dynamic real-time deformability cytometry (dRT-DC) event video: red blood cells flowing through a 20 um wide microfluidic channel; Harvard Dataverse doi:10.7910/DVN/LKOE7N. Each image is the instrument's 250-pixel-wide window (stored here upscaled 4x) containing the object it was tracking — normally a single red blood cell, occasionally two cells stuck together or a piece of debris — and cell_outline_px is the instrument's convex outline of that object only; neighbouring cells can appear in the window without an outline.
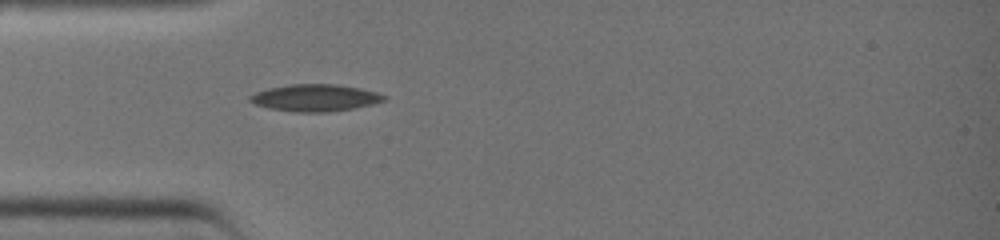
{"species": "common noctule bat (a hibernating species)", "species_latin": "Nyctalus noctula", "temperature_condition": "warm", "stored_images_in_passage": 28, "camera_frame_rate_fps": 3000, "um_per_image_px": 0.085, "animal": {"sex": "female", "body_mass_g": 19.0, "forearm_length_mm": 51.5}, "frame": {"image": 1, "passage_image": 1, "time_ms": 0.0, "image_size_px": [1000, 240], "cell_outline_px": [[388, 96], [384, 100], [372, 104], [352, 108], [324, 112], [296, 112], [268, 108], [256, 104], [248, 100], [248, 96], [256, 92], [268, 88], [292, 84], [336, 84], [360, 88], [376, 92]], "centroid_in_image_um": [26.76, 8.3], "position_along_channel_um": 58.2, "area_um2": 20.92}}
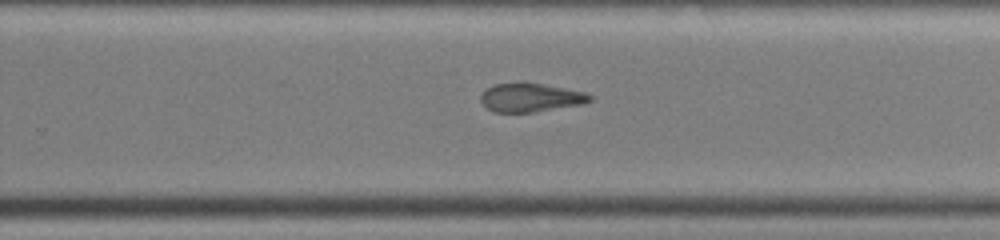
{"frame": {"image": 2, "passage_image": 15, "time_ms": 4.667, "image_size_px": [1000, 240], "cell_outline_px": [[592, 100], [584, 104], [532, 112], [496, 112], [488, 108], [480, 100], [480, 96], [488, 88], [496, 84], [516, 80], [524, 80], [584, 92], [592, 96]], "centroid_in_image_um": [45.1, 8.25], "position_along_channel_um": 284.7, "area_um2": 18.5}}
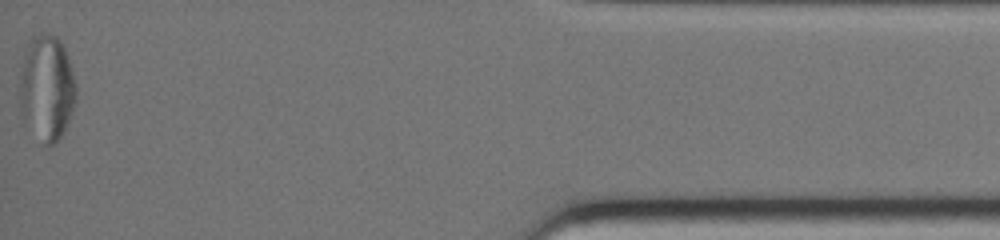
{"frame": {"image": 3, "passage_image": 28, "time_ms": 9.0, "image_size_px": [1000, 240], "cell_outline_px": [[76, 100], [68, 120], [60, 136], [52, 144], [44, 144], [24, 120], [20, 104], [20, 76], [24, 60], [28, 48], [32, 40], [40, 32], [56, 36], [60, 40], [68, 56], [76, 88]], "centroid_in_image_um": [3.99, 7.46], "position_along_channel_um": 431.2, "area_um2": 33.64}}